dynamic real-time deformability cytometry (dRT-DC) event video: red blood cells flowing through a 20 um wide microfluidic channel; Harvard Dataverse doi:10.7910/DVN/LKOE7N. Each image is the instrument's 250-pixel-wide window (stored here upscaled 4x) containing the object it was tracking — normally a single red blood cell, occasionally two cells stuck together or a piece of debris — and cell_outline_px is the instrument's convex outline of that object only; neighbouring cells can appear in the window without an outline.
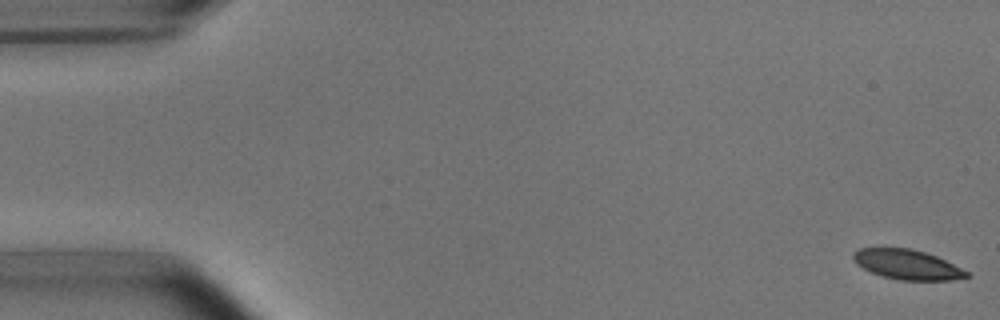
{"species": "common noctule bat (a hibernating species)", "species_latin": "Nyctalus noctula", "temperature_condition": "room temperature", "stored_images_in_passage": 53, "camera_frame_rate_fps": 3000, "um_per_image_px": 0.085, "animal": {"sex": "male", "body_mass_g": 15.6}, "frame": {"image": 1, "passage_image": 1, "time_ms": 0.0, "image_size_px": [1000, 320], "cell_outline_px": [[972, 276], [952, 280], [900, 280], [884, 276], [872, 272], [856, 264], [852, 260], [852, 252], [860, 248], [912, 248], [936, 256], [968, 272]], "centroid_in_image_um": [77.08, 22.48], "position_along_channel_um": 7.9, "area_um2": 19.54}}
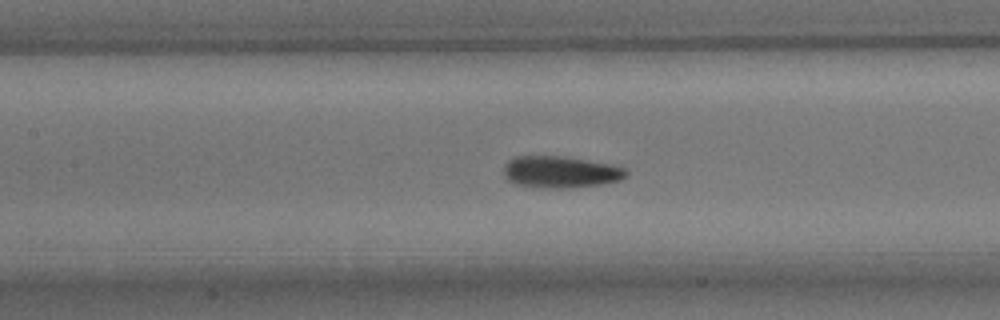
{"frame": {"image": 2, "passage_image": 24, "time_ms": 7.667, "image_size_px": [1000, 320], "cell_outline_px": [[628, 176], [620, 180], [600, 184], [564, 188], [544, 188], [512, 184], [504, 176], [504, 164], [508, 160], [516, 156], [560, 156], [612, 164], [624, 168], [628, 172]], "centroid_in_image_um": [47.61, 14.62], "position_along_channel_um": 159.8, "area_um2": 22.72}}
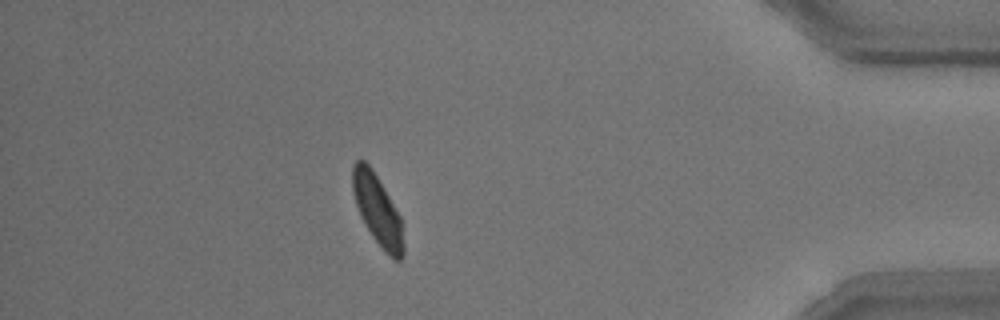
{"frame": {"image": 3, "passage_image": 47, "time_ms": 15.333, "image_size_px": [1000, 320], "cell_outline_px": [[404, 252], [400, 260], [396, 260], [388, 256], [372, 236], [360, 216], [352, 192], [352, 164], [356, 160], [364, 160], [372, 168], [400, 216], [404, 244]], "centroid_in_image_um": [32.07, 17.85], "position_along_channel_um": 403.1, "area_um2": 20.75}, "authors_computed_cell_mechanics": {"area_um2": 21.6172, "velocity_mm_per_s": 3.7521, "shape_relaxation_time_tau1_ms": 3.3627, "shape_relaxation_time_tau2_ms": 2.4955, "deformation_change_tau1": 0.1016, "deformation_change_tau2": 0.0723}}